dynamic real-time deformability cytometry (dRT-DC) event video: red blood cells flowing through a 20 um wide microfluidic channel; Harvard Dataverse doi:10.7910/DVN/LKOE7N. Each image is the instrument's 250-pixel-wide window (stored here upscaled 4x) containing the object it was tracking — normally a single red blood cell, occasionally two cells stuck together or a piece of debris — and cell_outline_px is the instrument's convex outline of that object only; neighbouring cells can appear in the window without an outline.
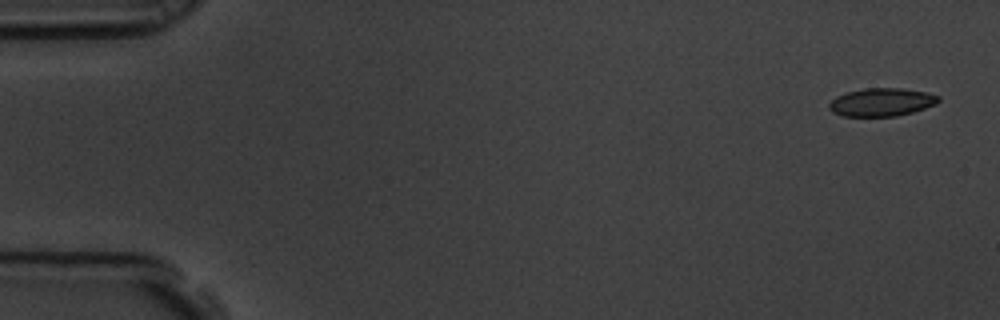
{"species": "common noctule bat (a hibernating species)", "species_latin": "Nyctalus noctula", "temperature_condition": "room temperature", "stored_images_in_passage": 3, "camera_frame_rate_fps": 3000, "um_per_image_px": 0.085, "animal": {"sex": "male", "body_mass_g": 19.5, "forearm_length_mm": 54.6}, "frame": {"image": 1, "passage_image": 1, "time_ms": 0.0, "image_size_px": [1000, 320], "cell_outline_px": [[940, 100], [936, 104], [912, 112], [896, 116], [844, 116], [832, 112], [828, 108], [828, 104], [836, 96], [848, 92], [864, 88], [900, 88], [924, 92], [940, 96]], "centroid_in_image_um": [74.92, 8.68], "position_along_channel_um": 10.1, "area_um2": 17.8}}